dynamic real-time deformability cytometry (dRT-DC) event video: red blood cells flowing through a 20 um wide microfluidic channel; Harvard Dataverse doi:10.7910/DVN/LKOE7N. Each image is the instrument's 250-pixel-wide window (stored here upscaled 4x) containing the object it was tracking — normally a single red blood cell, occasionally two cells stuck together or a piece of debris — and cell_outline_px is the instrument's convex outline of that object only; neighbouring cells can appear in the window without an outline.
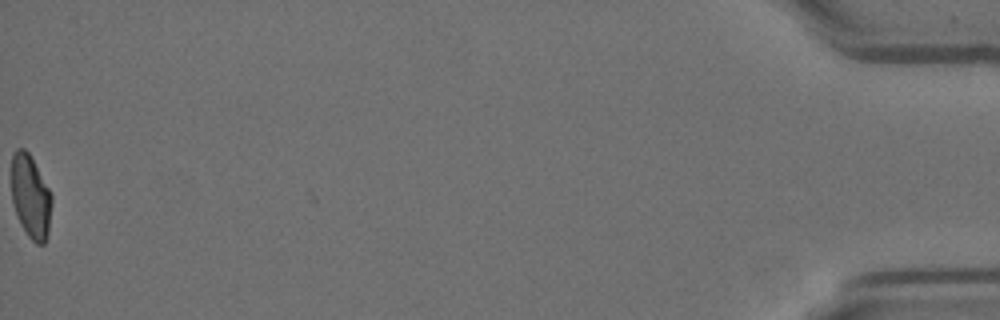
{"species": "Egyptian fruit bat (a non-hibernating species)", "species_latin": "Rousettus aegyptiacus", "temperature_condition": "room temperature", "stored_images_in_passage": 48, "camera_frame_rate_fps": 3000, "um_per_image_px": 0.085, "animal": {"sex": "female"}, "frame": {"image": 1, "passage_image": 48, "time_ms": 15.667, "image_size_px": [1000, 320], "cell_outline_px": [[52, 204], [48, 232], [44, 244], [36, 244], [28, 236], [20, 224], [12, 200], [12, 152], [16, 148], [24, 148], [28, 152], [48, 188], [52, 196]], "centroid_in_image_um": [2.6, 16.72], "position_along_channel_um": 432.6, "area_um2": 19.36}}